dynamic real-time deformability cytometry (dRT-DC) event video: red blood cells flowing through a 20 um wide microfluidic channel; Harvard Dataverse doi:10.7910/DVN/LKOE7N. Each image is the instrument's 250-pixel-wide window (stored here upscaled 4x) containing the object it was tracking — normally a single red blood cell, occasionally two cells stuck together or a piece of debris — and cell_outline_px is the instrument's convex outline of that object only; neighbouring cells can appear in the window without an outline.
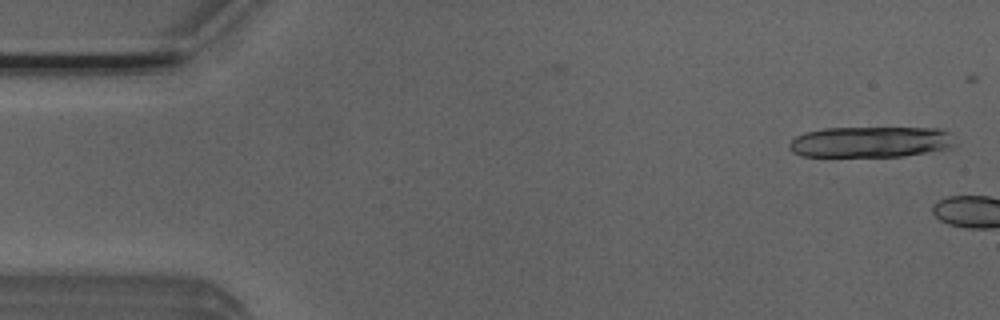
{"species": "Egyptian fruit bat (a non-hibernating species)", "species_latin": "Rousettus aegyptiacus", "temperature_condition": "room temperature", "stored_images_in_passage": 5, "camera_frame_rate_fps": 3000, "um_per_image_px": 0.085, "animal": {"sex": "male"}, "frame": {"image": 1, "passage_image": 2, "time_ms": 0.333, "image_size_px": [1000, 320], "cell_outline_px": [[952, 148], [904, 156], [804, 156], [792, 152], [788, 144], [796, 136], [804, 132], [824, 128], [940, 128], [948, 132], [952, 144]], "centroid_in_image_um": [73.96, 12.06], "position_along_channel_um": 11.0, "area_um2": 29.65}}